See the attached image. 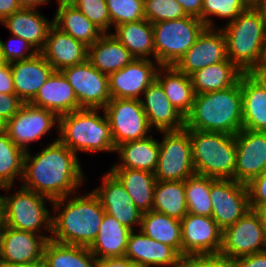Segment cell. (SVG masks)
I'll return each mask as SVG.
<instances>
[{
  "instance_id": "14",
  "label": "cell",
  "mask_w": 266,
  "mask_h": 267,
  "mask_svg": "<svg viewBox=\"0 0 266 267\" xmlns=\"http://www.w3.org/2000/svg\"><path fill=\"white\" fill-rule=\"evenodd\" d=\"M61 72L73 87L81 108L103 109L111 100L108 76L98 71L88 59Z\"/></svg>"
},
{
  "instance_id": "53",
  "label": "cell",
  "mask_w": 266,
  "mask_h": 267,
  "mask_svg": "<svg viewBox=\"0 0 266 267\" xmlns=\"http://www.w3.org/2000/svg\"><path fill=\"white\" fill-rule=\"evenodd\" d=\"M20 9L16 0H0V16L3 19Z\"/></svg>"
},
{
  "instance_id": "21",
  "label": "cell",
  "mask_w": 266,
  "mask_h": 267,
  "mask_svg": "<svg viewBox=\"0 0 266 267\" xmlns=\"http://www.w3.org/2000/svg\"><path fill=\"white\" fill-rule=\"evenodd\" d=\"M125 256L140 267H181L183 257L171 246L132 231Z\"/></svg>"
},
{
  "instance_id": "1",
  "label": "cell",
  "mask_w": 266,
  "mask_h": 267,
  "mask_svg": "<svg viewBox=\"0 0 266 267\" xmlns=\"http://www.w3.org/2000/svg\"><path fill=\"white\" fill-rule=\"evenodd\" d=\"M44 147L35 155L31 150L25 152L20 185L52 201L81 190L87 179L80 158L58 140V135Z\"/></svg>"
},
{
  "instance_id": "57",
  "label": "cell",
  "mask_w": 266,
  "mask_h": 267,
  "mask_svg": "<svg viewBox=\"0 0 266 267\" xmlns=\"http://www.w3.org/2000/svg\"><path fill=\"white\" fill-rule=\"evenodd\" d=\"M0 267H42V265L0 263Z\"/></svg>"
},
{
  "instance_id": "11",
  "label": "cell",
  "mask_w": 266,
  "mask_h": 267,
  "mask_svg": "<svg viewBox=\"0 0 266 267\" xmlns=\"http://www.w3.org/2000/svg\"><path fill=\"white\" fill-rule=\"evenodd\" d=\"M103 110L110 124L115 148L128 141L146 138L153 132L141 100L113 98Z\"/></svg>"
},
{
  "instance_id": "59",
  "label": "cell",
  "mask_w": 266,
  "mask_h": 267,
  "mask_svg": "<svg viewBox=\"0 0 266 267\" xmlns=\"http://www.w3.org/2000/svg\"><path fill=\"white\" fill-rule=\"evenodd\" d=\"M260 0H244L248 7H254Z\"/></svg>"
},
{
  "instance_id": "31",
  "label": "cell",
  "mask_w": 266,
  "mask_h": 267,
  "mask_svg": "<svg viewBox=\"0 0 266 267\" xmlns=\"http://www.w3.org/2000/svg\"><path fill=\"white\" fill-rule=\"evenodd\" d=\"M109 171L125 187L141 213L153 209L154 187L157 181L154 173L131 168H110Z\"/></svg>"
},
{
  "instance_id": "52",
  "label": "cell",
  "mask_w": 266,
  "mask_h": 267,
  "mask_svg": "<svg viewBox=\"0 0 266 267\" xmlns=\"http://www.w3.org/2000/svg\"><path fill=\"white\" fill-rule=\"evenodd\" d=\"M188 16L197 17L201 20L203 0H176Z\"/></svg>"
},
{
  "instance_id": "17",
  "label": "cell",
  "mask_w": 266,
  "mask_h": 267,
  "mask_svg": "<svg viewBox=\"0 0 266 267\" xmlns=\"http://www.w3.org/2000/svg\"><path fill=\"white\" fill-rule=\"evenodd\" d=\"M104 174L101 177L100 186L92 191L100 199L105 213L113 216L128 229L135 231L138 226L137 230H139L142 213L136 208L120 181L109 170Z\"/></svg>"
},
{
  "instance_id": "39",
  "label": "cell",
  "mask_w": 266,
  "mask_h": 267,
  "mask_svg": "<svg viewBox=\"0 0 266 267\" xmlns=\"http://www.w3.org/2000/svg\"><path fill=\"white\" fill-rule=\"evenodd\" d=\"M24 157L25 151L16 146L6 132L0 135V188L16 186L17 179L21 182Z\"/></svg>"
},
{
  "instance_id": "56",
  "label": "cell",
  "mask_w": 266,
  "mask_h": 267,
  "mask_svg": "<svg viewBox=\"0 0 266 267\" xmlns=\"http://www.w3.org/2000/svg\"><path fill=\"white\" fill-rule=\"evenodd\" d=\"M253 8L266 21V0H260Z\"/></svg>"
},
{
  "instance_id": "46",
  "label": "cell",
  "mask_w": 266,
  "mask_h": 267,
  "mask_svg": "<svg viewBox=\"0 0 266 267\" xmlns=\"http://www.w3.org/2000/svg\"><path fill=\"white\" fill-rule=\"evenodd\" d=\"M250 208L262 209L266 206V170L247 184Z\"/></svg>"
},
{
  "instance_id": "55",
  "label": "cell",
  "mask_w": 266,
  "mask_h": 267,
  "mask_svg": "<svg viewBox=\"0 0 266 267\" xmlns=\"http://www.w3.org/2000/svg\"><path fill=\"white\" fill-rule=\"evenodd\" d=\"M19 4L20 8H27V9H39L43 5H47L51 2V0H16Z\"/></svg>"
},
{
  "instance_id": "44",
  "label": "cell",
  "mask_w": 266,
  "mask_h": 267,
  "mask_svg": "<svg viewBox=\"0 0 266 267\" xmlns=\"http://www.w3.org/2000/svg\"><path fill=\"white\" fill-rule=\"evenodd\" d=\"M71 4L104 33H112L110 15L105 0H73Z\"/></svg>"
},
{
  "instance_id": "20",
  "label": "cell",
  "mask_w": 266,
  "mask_h": 267,
  "mask_svg": "<svg viewBox=\"0 0 266 267\" xmlns=\"http://www.w3.org/2000/svg\"><path fill=\"white\" fill-rule=\"evenodd\" d=\"M235 139L237 158L234 180L247 185L266 170V132L242 128Z\"/></svg>"
},
{
  "instance_id": "38",
  "label": "cell",
  "mask_w": 266,
  "mask_h": 267,
  "mask_svg": "<svg viewBox=\"0 0 266 267\" xmlns=\"http://www.w3.org/2000/svg\"><path fill=\"white\" fill-rule=\"evenodd\" d=\"M181 220L187 213L185 181H160L154 187L153 209Z\"/></svg>"
},
{
  "instance_id": "24",
  "label": "cell",
  "mask_w": 266,
  "mask_h": 267,
  "mask_svg": "<svg viewBox=\"0 0 266 267\" xmlns=\"http://www.w3.org/2000/svg\"><path fill=\"white\" fill-rule=\"evenodd\" d=\"M40 53L55 71H62L64 68L86 61L88 59V46L53 24Z\"/></svg>"
},
{
  "instance_id": "30",
  "label": "cell",
  "mask_w": 266,
  "mask_h": 267,
  "mask_svg": "<svg viewBox=\"0 0 266 267\" xmlns=\"http://www.w3.org/2000/svg\"><path fill=\"white\" fill-rule=\"evenodd\" d=\"M240 89L242 92V128L266 132V92L248 73L240 77Z\"/></svg>"
},
{
  "instance_id": "51",
  "label": "cell",
  "mask_w": 266,
  "mask_h": 267,
  "mask_svg": "<svg viewBox=\"0 0 266 267\" xmlns=\"http://www.w3.org/2000/svg\"><path fill=\"white\" fill-rule=\"evenodd\" d=\"M95 267H140L138 264L132 262L128 257H107L96 259Z\"/></svg>"
},
{
  "instance_id": "37",
  "label": "cell",
  "mask_w": 266,
  "mask_h": 267,
  "mask_svg": "<svg viewBox=\"0 0 266 267\" xmlns=\"http://www.w3.org/2000/svg\"><path fill=\"white\" fill-rule=\"evenodd\" d=\"M139 230L151 239L173 247L182 256L180 220L150 210L142 213Z\"/></svg>"
},
{
  "instance_id": "41",
  "label": "cell",
  "mask_w": 266,
  "mask_h": 267,
  "mask_svg": "<svg viewBox=\"0 0 266 267\" xmlns=\"http://www.w3.org/2000/svg\"><path fill=\"white\" fill-rule=\"evenodd\" d=\"M248 8L244 0H203L201 21L206 25V28H221L222 25H215L213 17L227 19L225 25L232 22Z\"/></svg>"
},
{
  "instance_id": "63",
  "label": "cell",
  "mask_w": 266,
  "mask_h": 267,
  "mask_svg": "<svg viewBox=\"0 0 266 267\" xmlns=\"http://www.w3.org/2000/svg\"><path fill=\"white\" fill-rule=\"evenodd\" d=\"M3 224V220H2V210H1V198H0V230Z\"/></svg>"
},
{
  "instance_id": "36",
  "label": "cell",
  "mask_w": 266,
  "mask_h": 267,
  "mask_svg": "<svg viewBox=\"0 0 266 267\" xmlns=\"http://www.w3.org/2000/svg\"><path fill=\"white\" fill-rule=\"evenodd\" d=\"M96 259L89 247L49 239L44 246L42 267H95Z\"/></svg>"
},
{
  "instance_id": "3",
  "label": "cell",
  "mask_w": 266,
  "mask_h": 267,
  "mask_svg": "<svg viewBox=\"0 0 266 267\" xmlns=\"http://www.w3.org/2000/svg\"><path fill=\"white\" fill-rule=\"evenodd\" d=\"M243 124L242 92L239 81L224 90L195 94L185 128L236 135Z\"/></svg>"
},
{
  "instance_id": "23",
  "label": "cell",
  "mask_w": 266,
  "mask_h": 267,
  "mask_svg": "<svg viewBox=\"0 0 266 267\" xmlns=\"http://www.w3.org/2000/svg\"><path fill=\"white\" fill-rule=\"evenodd\" d=\"M10 67L15 94L23 103H30L55 71L40 52L32 58L11 62Z\"/></svg>"
},
{
  "instance_id": "13",
  "label": "cell",
  "mask_w": 266,
  "mask_h": 267,
  "mask_svg": "<svg viewBox=\"0 0 266 267\" xmlns=\"http://www.w3.org/2000/svg\"><path fill=\"white\" fill-rule=\"evenodd\" d=\"M211 217L223 231L250 210L247 185L233 179L211 178Z\"/></svg>"
},
{
  "instance_id": "27",
  "label": "cell",
  "mask_w": 266,
  "mask_h": 267,
  "mask_svg": "<svg viewBox=\"0 0 266 267\" xmlns=\"http://www.w3.org/2000/svg\"><path fill=\"white\" fill-rule=\"evenodd\" d=\"M118 162L110 168H131L154 173L159 158V139L152 134L140 140H133L118 145Z\"/></svg>"
},
{
  "instance_id": "61",
  "label": "cell",
  "mask_w": 266,
  "mask_h": 267,
  "mask_svg": "<svg viewBox=\"0 0 266 267\" xmlns=\"http://www.w3.org/2000/svg\"><path fill=\"white\" fill-rule=\"evenodd\" d=\"M6 123L0 119V135L5 132Z\"/></svg>"
},
{
  "instance_id": "22",
  "label": "cell",
  "mask_w": 266,
  "mask_h": 267,
  "mask_svg": "<svg viewBox=\"0 0 266 267\" xmlns=\"http://www.w3.org/2000/svg\"><path fill=\"white\" fill-rule=\"evenodd\" d=\"M141 103L152 130L177 131L185 128V117L174 108L157 80L144 91Z\"/></svg>"
},
{
  "instance_id": "65",
  "label": "cell",
  "mask_w": 266,
  "mask_h": 267,
  "mask_svg": "<svg viewBox=\"0 0 266 267\" xmlns=\"http://www.w3.org/2000/svg\"><path fill=\"white\" fill-rule=\"evenodd\" d=\"M0 25H3V18L0 16Z\"/></svg>"
},
{
  "instance_id": "50",
  "label": "cell",
  "mask_w": 266,
  "mask_h": 267,
  "mask_svg": "<svg viewBox=\"0 0 266 267\" xmlns=\"http://www.w3.org/2000/svg\"><path fill=\"white\" fill-rule=\"evenodd\" d=\"M15 94L10 63L0 66V94Z\"/></svg>"
},
{
  "instance_id": "10",
  "label": "cell",
  "mask_w": 266,
  "mask_h": 267,
  "mask_svg": "<svg viewBox=\"0 0 266 267\" xmlns=\"http://www.w3.org/2000/svg\"><path fill=\"white\" fill-rule=\"evenodd\" d=\"M266 251V237L258 210H248L233 225L222 231L220 256L236 258Z\"/></svg>"
},
{
  "instance_id": "6",
  "label": "cell",
  "mask_w": 266,
  "mask_h": 267,
  "mask_svg": "<svg viewBox=\"0 0 266 267\" xmlns=\"http://www.w3.org/2000/svg\"><path fill=\"white\" fill-rule=\"evenodd\" d=\"M14 186L1 187L9 194L0 195L3 225L42 235L47 241L51 238L52 209L48 208L52 200L32 190ZM50 205H47V202ZM44 233V234H43ZM47 233V234H46ZM49 234V235H48Z\"/></svg>"
},
{
  "instance_id": "25",
  "label": "cell",
  "mask_w": 266,
  "mask_h": 267,
  "mask_svg": "<svg viewBox=\"0 0 266 267\" xmlns=\"http://www.w3.org/2000/svg\"><path fill=\"white\" fill-rule=\"evenodd\" d=\"M30 104L48 109L58 117L82 109L73 87L61 71H54Z\"/></svg>"
},
{
  "instance_id": "26",
  "label": "cell",
  "mask_w": 266,
  "mask_h": 267,
  "mask_svg": "<svg viewBox=\"0 0 266 267\" xmlns=\"http://www.w3.org/2000/svg\"><path fill=\"white\" fill-rule=\"evenodd\" d=\"M53 19L50 21L38 9L21 8L12 15L3 19V27L11 35L26 40L38 52H41L46 43Z\"/></svg>"
},
{
  "instance_id": "4",
  "label": "cell",
  "mask_w": 266,
  "mask_h": 267,
  "mask_svg": "<svg viewBox=\"0 0 266 267\" xmlns=\"http://www.w3.org/2000/svg\"><path fill=\"white\" fill-rule=\"evenodd\" d=\"M57 134L58 140L77 156L79 152L115 153L110 124L103 109L82 108L59 116Z\"/></svg>"
},
{
  "instance_id": "64",
  "label": "cell",
  "mask_w": 266,
  "mask_h": 267,
  "mask_svg": "<svg viewBox=\"0 0 266 267\" xmlns=\"http://www.w3.org/2000/svg\"><path fill=\"white\" fill-rule=\"evenodd\" d=\"M263 66L266 67V50H265V56H264V60H263Z\"/></svg>"
},
{
  "instance_id": "54",
  "label": "cell",
  "mask_w": 266,
  "mask_h": 267,
  "mask_svg": "<svg viewBox=\"0 0 266 267\" xmlns=\"http://www.w3.org/2000/svg\"><path fill=\"white\" fill-rule=\"evenodd\" d=\"M248 74L260 85L266 92V67L260 66L259 68L252 69Z\"/></svg>"
},
{
  "instance_id": "29",
  "label": "cell",
  "mask_w": 266,
  "mask_h": 267,
  "mask_svg": "<svg viewBox=\"0 0 266 267\" xmlns=\"http://www.w3.org/2000/svg\"><path fill=\"white\" fill-rule=\"evenodd\" d=\"M156 80L164 89L165 95L174 108L186 117L192 110L195 91L191 77L179 72L174 66H160Z\"/></svg>"
},
{
  "instance_id": "48",
  "label": "cell",
  "mask_w": 266,
  "mask_h": 267,
  "mask_svg": "<svg viewBox=\"0 0 266 267\" xmlns=\"http://www.w3.org/2000/svg\"><path fill=\"white\" fill-rule=\"evenodd\" d=\"M23 102L16 94H0V119L7 123L21 108Z\"/></svg>"
},
{
  "instance_id": "28",
  "label": "cell",
  "mask_w": 266,
  "mask_h": 267,
  "mask_svg": "<svg viewBox=\"0 0 266 267\" xmlns=\"http://www.w3.org/2000/svg\"><path fill=\"white\" fill-rule=\"evenodd\" d=\"M135 58L112 33H104L88 47V60L103 74H110L124 68Z\"/></svg>"
},
{
  "instance_id": "12",
  "label": "cell",
  "mask_w": 266,
  "mask_h": 267,
  "mask_svg": "<svg viewBox=\"0 0 266 267\" xmlns=\"http://www.w3.org/2000/svg\"><path fill=\"white\" fill-rule=\"evenodd\" d=\"M59 128V117L48 109L23 103L18 112L6 123L5 132L10 140L22 150L29 151L31 144L38 142L52 129Z\"/></svg>"
},
{
  "instance_id": "33",
  "label": "cell",
  "mask_w": 266,
  "mask_h": 267,
  "mask_svg": "<svg viewBox=\"0 0 266 267\" xmlns=\"http://www.w3.org/2000/svg\"><path fill=\"white\" fill-rule=\"evenodd\" d=\"M112 35L135 59L154 60L153 27L145 18L116 26Z\"/></svg>"
},
{
  "instance_id": "5",
  "label": "cell",
  "mask_w": 266,
  "mask_h": 267,
  "mask_svg": "<svg viewBox=\"0 0 266 267\" xmlns=\"http://www.w3.org/2000/svg\"><path fill=\"white\" fill-rule=\"evenodd\" d=\"M227 57L243 73L263 66L266 50V21L252 7L221 27Z\"/></svg>"
},
{
  "instance_id": "49",
  "label": "cell",
  "mask_w": 266,
  "mask_h": 267,
  "mask_svg": "<svg viewBox=\"0 0 266 267\" xmlns=\"http://www.w3.org/2000/svg\"><path fill=\"white\" fill-rule=\"evenodd\" d=\"M234 264L235 267H266V251L236 258Z\"/></svg>"
},
{
  "instance_id": "15",
  "label": "cell",
  "mask_w": 266,
  "mask_h": 267,
  "mask_svg": "<svg viewBox=\"0 0 266 267\" xmlns=\"http://www.w3.org/2000/svg\"><path fill=\"white\" fill-rule=\"evenodd\" d=\"M180 224L183 258L220 254L222 230L211 216L187 213Z\"/></svg>"
},
{
  "instance_id": "2",
  "label": "cell",
  "mask_w": 266,
  "mask_h": 267,
  "mask_svg": "<svg viewBox=\"0 0 266 267\" xmlns=\"http://www.w3.org/2000/svg\"><path fill=\"white\" fill-rule=\"evenodd\" d=\"M51 238L63 244L90 247L96 240L105 214L93 192L79 191L51 203Z\"/></svg>"
},
{
  "instance_id": "40",
  "label": "cell",
  "mask_w": 266,
  "mask_h": 267,
  "mask_svg": "<svg viewBox=\"0 0 266 267\" xmlns=\"http://www.w3.org/2000/svg\"><path fill=\"white\" fill-rule=\"evenodd\" d=\"M210 190V177L195 174L185 180V196L188 213L211 216L212 202Z\"/></svg>"
},
{
  "instance_id": "18",
  "label": "cell",
  "mask_w": 266,
  "mask_h": 267,
  "mask_svg": "<svg viewBox=\"0 0 266 267\" xmlns=\"http://www.w3.org/2000/svg\"><path fill=\"white\" fill-rule=\"evenodd\" d=\"M160 67L156 60L134 59L124 68L108 76L111 99L141 100L147 87L156 80Z\"/></svg>"
},
{
  "instance_id": "34",
  "label": "cell",
  "mask_w": 266,
  "mask_h": 267,
  "mask_svg": "<svg viewBox=\"0 0 266 267\" xmlns=\"http://www.w3.org/2000/svg\"><path fill=\"white\" fill-rule=\"evenodd\" d=\"M57 7L53 24L86 46L89 47L94 44L104 34L98 26L72 4H58Z\"/></svg>"
},
{
  "instance_id": "16",
  "label": "cell",
  "mask_w": 266,
  "mask_h": 267,
  "mask_svg": "<svg viewBox=\"0 0 266 267\" xmlns=\"http://www.w3.org/2000/svg\"><path fill=\"white\" fill-rule=\"evenodd\" d=\"M47 240L37 233L7 227L0 230V263L42 265Z\"/></svg>"
},
{
  "instance_id": "58",
  "label": "cell",
  "mask_w": 266,
  "mask_h": 267,
  "mask_svg": "<svg viewBox=\"0 0 266 267\" xmlns=\"http://www.w3.org/2000/svg\"><path fill=\"white\" fill-rule=\"evenodd\" d=\"M258 212H259L261 219H262V222H263L264 234L266 237V206L262 209H259Z\"/></svg>"
},
{
  "instance_id": "43",
  "label": "cell",
  "mask_w": 266,
  "mask_h": 267,
  "mask_svg": "<svg viewBox=\"0 0 266 267\" xmlns=\"http://www.w3.org/2000/svg\"><path fill=\"white\" fill-rule=\"evenodd\" d=\"M144 12L152 24L188 16L176 0H144Z\"/></svg>"
},
{
  "instance_id": "32",
  "label": "cell",
  "mask_w": 266,
  "mask_h": 267,
  "mask_svg": "<svg viewBox=\"0 0 266 267\" xmlns=\"http://www.w3.org/2000/svg\"><path fill=\"white\" fill-rule=\"evenodd\" d=\"M131 232L132 230L122 225L113 216L105 213L98 236L89 249L97 259L125 256Z\"/></svg>"
},
{
  "instance_id": "35",
  "label": "cell",
  "mask_w": 266,
  "mask_h": 267,
  "mask_svg": "<svg viewBox=\"0 0 266 267\" xmlns=\"http://www.w3.org/2000/svg\"><path fill=\"white\" fill-rule=\"evenodd\" d=\"M244 73L229 59L199 69L190 75L195 94L227 89Z\"/></svg>"
},
{
  "instance_id": "42",
  "label": "cell",
  "mask_w": 266,
  "mask_h": 267,
  "mask_svg": "<svg viewBox=\"0 0 266 267\" xmlns=\"http://www.w3.org/2000/svg\"><path fill=\"white\" fill-rule=\"evenodd\" d=\"M105 1L110 15L111 29L124 23L135 22L145 18L144 0Z\"/></svg>"
},
{
  "instance_id": "60",
  "label": "cell",
  "mask_w": 266,
  "mask_h": 267,
  "mask_svg": "<svg viewBox=\"0 0 266 267\" xmlns=\"http://www.w3.org/2000/svg\"><path fill=\"white\" fill-rule=\"evenodd\" d=\"M6 60L3 57V51H2V46H1V42H0V66L6 64Z\"/></svg>"
},
{
  "instance_id": "45",
  "label": "cell",
  "mask_w": 266,
  "mask_h": 267,
  "mask_svg": "<svg viewBox=\"0 0 266 267\" xmlns=\"http://www.w3.org/2000/svg\"><path fill=\"white\" fill-rule=\"evenodd\" d=\"M10 36L12 37L9 38L7 42H4L0 38L3 57L7 63L29 59L38 53V51L26 40L17 36Z\"/></svg>"
},
{
  "instance_id": "62",
  "label": "cell",
  "mask_w": 266,
  "mask_h": 267,
  "mask_svg": "<svg viewBox=\"0 0 266 267\" xmlns=\"http://www.w3.org/2000/svg\"><path fill=\"white\" fill-rule=\"evenodd\" d=\"M57 4H71L73 0H56Z\"/></svg>"
},
{
  "instance_id": "7",
  "label": "cell",
  "mask_w": 266,
  "mask_h": 267,
  "mask_svg": "<svg viewBox=\"0 0 266 267\" xmlns=\"http://www.w3.org/2000/svg\"><path fill=\"white\" fill-rule=\"evenodd\" d=\"M189 137L197 175L234 180L237 158L235 135L189 130Z\"/></svg>"
},
{
  "instance_id": "47",
  "label": "cell",
  "mask_w": 266,
  "mask_h": 267,
  "mask_svg": "<svg viewBox=\"0 0 266 267\" xmlns=\"http://www.w3.org/2000/svg\"><path fill=\"white\" fill-rule=\"evenodd\" d=\"M181 267H235V264L220 255H204L184 257Z\"/></svg>"
},
{
  "instance_id": "8",
  "label": "cell",
  "mask_w": 266,
  "mask_h": 267,
  "mask_svg": "<svg viewBox=\"0 0 266 267\" xmlns=\"http://www.w3.org/2000/svg\"><path fill=\"white\" fill-rule=\"evenodd\" d=\"M152 27L154 60L160 66H174L194 45L206 25L197 17L186 16L157 22Z\"/></svg>"
},
{
  "instance_id": "19",
  "label": "cell",
  "mask_w": 266,
  "mask_h": 267,
  "mask_svg": "<svg viewBox=\"0 0 266 267\" xmlns=\"http://www.w3.org/2000/svg\"><path fill=\"white\" fill-rule=\"evenodd\" d=\"M227 59L226 39L221 28H205L174 67L190 76L199 69Z\"/></svg>"
},
{
  "instance_id": "9",
  "label": "cell",
  "mask_w": 266,
  "mask_h": 267,
  "mask_svg": "<svg viewBox=\"0 0 266 267\" xmlns=\"http://www.w3.org/2000/svg\"><path fill=\"white\" fill-rule=\"evenodd\" d=\"M159 158L154 172L160 181H185L195 175L189 129L160 131Z\"/></svg>"
}]
</instances>
